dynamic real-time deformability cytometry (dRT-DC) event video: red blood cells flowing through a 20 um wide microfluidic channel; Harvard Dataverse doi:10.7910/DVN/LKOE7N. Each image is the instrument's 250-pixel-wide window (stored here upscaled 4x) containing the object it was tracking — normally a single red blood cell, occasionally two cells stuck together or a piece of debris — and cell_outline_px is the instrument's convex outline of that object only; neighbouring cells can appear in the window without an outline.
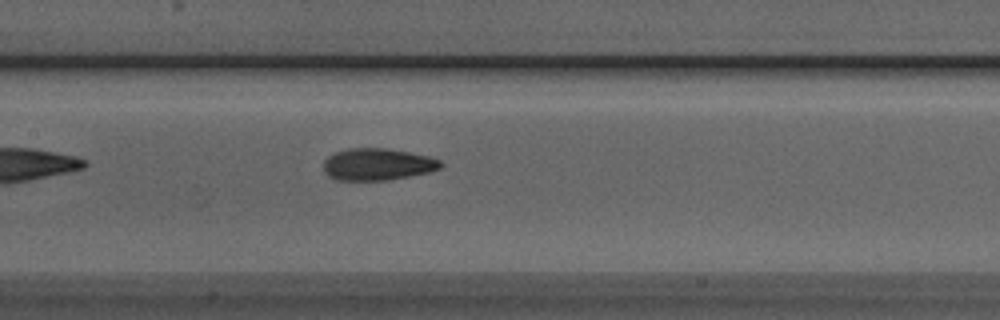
{"species": "Egyptian fruit bat (a non-hibernating species)", "species_latin": "Rousettus aegyptiacus", "temperature_condition": "room temperature", "stored_images_in_passage": 30, "camera_frame_rate_fps": 3000, "um_per_image_px": 0.085, "animal": {"sex": "male"}, "frame": {"image": 1, "passage_image": 10, "time_ms": 3.0, "image_size_px": [1000, 320], "cell_outline_px": [[444, 164], [440, 168], [428, 172], [388, 180], [336, 180], [328, 176], [324, 172], [324, 160], [328, 156], [336, 152], [348, 148], [388, 148], [428, 156], [440, 160]], "centroid_in_image_um": [32.07, 13.96], "position_along_channel_um": 175.3, "area_um2": 21.79}}
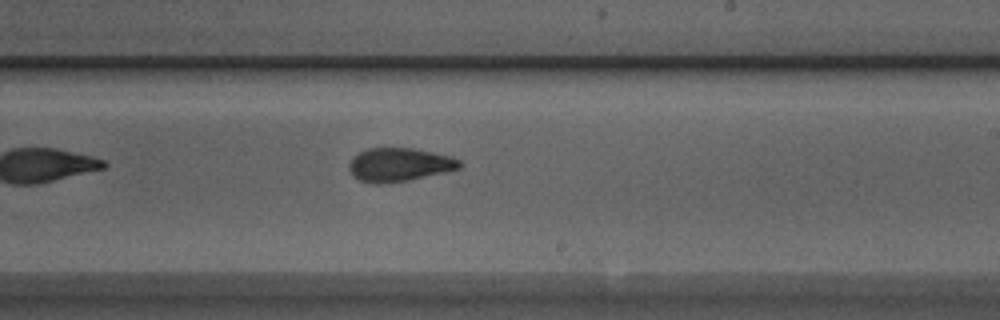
{"frame": {"image": 2, "passage_image": 16, "time_ms": 5.0, "image_size_px": [1000, 320], "cell_outline_px": [[460, 168], [444, 172], [408, 180], [384, 184], [372, 184], [360, 180], [352, 176], [348, 168], [348, 164], [360, 152], [368, 148], [412, 148], [452, 156], [460, 160]], "centroid_in_image_um": [33.92, 14.01], "position_along_channel_um": 255.1, "area_um2": 21.5}}
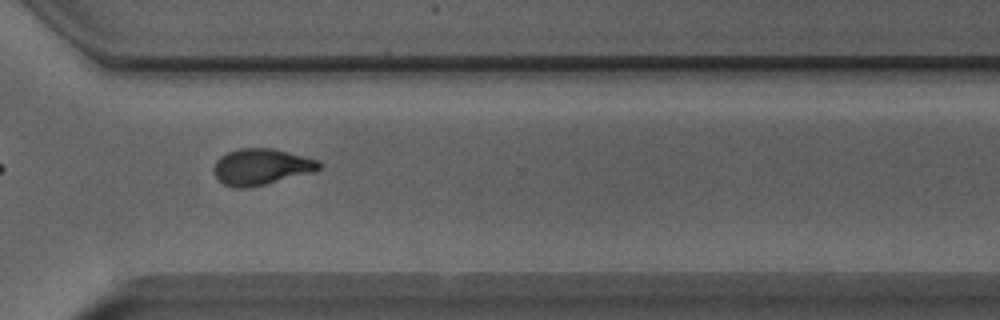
{"frame": {"image": 3, "passage_image": 23, "time_ms": 7.333, "image_size_px": [1000, 320], "cell_outline_px": [[324, 164], [316, 172], [248, 188], [236, 188], [224, 184], [212, 172], [212, 168], [216, 160], [220, 156], [228, 152], [240, 148], [272, 148], [316, 160]], "centroid_in_image_um": [22.19, 14.18], "position_along_channel_um": 348.4, "area_um2": 22.25}, "authors_computed_cell_mechanics": {"area_um2": 21.8773, "velocity_mm_per_s": 3.9999, "shape_relaxation_time_tau1_ms": 4.9184, "shape_relaxation_time_tau2_ms": 1.8015, "deformation_change_tau1": 0.1596, "deformation_change_tau2": 0.0856}}